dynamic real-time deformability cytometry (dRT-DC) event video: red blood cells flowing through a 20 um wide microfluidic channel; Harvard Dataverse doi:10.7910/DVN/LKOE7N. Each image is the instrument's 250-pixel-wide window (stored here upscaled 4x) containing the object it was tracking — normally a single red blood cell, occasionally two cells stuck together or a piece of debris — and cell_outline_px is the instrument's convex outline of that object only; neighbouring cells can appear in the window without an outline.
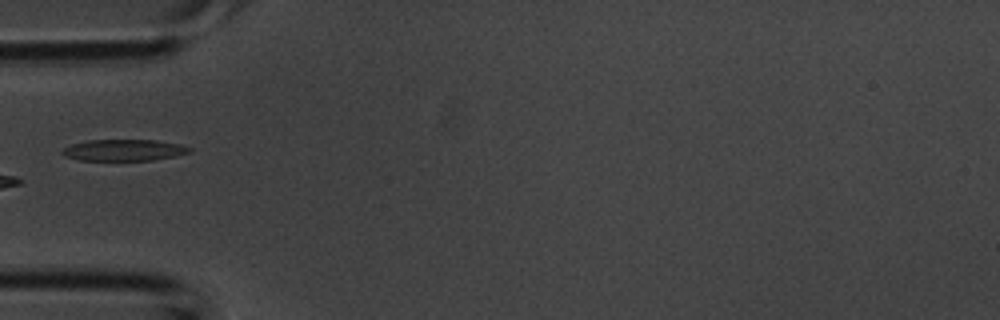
{"species": "common noctule bat (a hibernating species)", "species_latin": "Nyctalus noctula", "temperature_condition": "room temperature", "stored_images_in_passage": 3, "camera_frame_rate_fps": 3000, "um_per_image_px": 0.085, "animal": {"sex": "male", "body_mass_g": 20.1, "forearm_length_mm": 53.5}, "frame": {"image": 1, "passage_image": 3, "time_ms": 0.667, "image_size_px": [1000, 320], "cell_outline_px": [[192, 152], [176, 156], [152, 160], [80, 160], [64, 156], [60, 152], [64, 148], [72, 144], [88, 140], [156, 140], [180, 144], [192, 148]], "centroid_in_image_um": [10.56, 12.76], "position_along_channel_um": 74.4, "area_um2": 15.9}}